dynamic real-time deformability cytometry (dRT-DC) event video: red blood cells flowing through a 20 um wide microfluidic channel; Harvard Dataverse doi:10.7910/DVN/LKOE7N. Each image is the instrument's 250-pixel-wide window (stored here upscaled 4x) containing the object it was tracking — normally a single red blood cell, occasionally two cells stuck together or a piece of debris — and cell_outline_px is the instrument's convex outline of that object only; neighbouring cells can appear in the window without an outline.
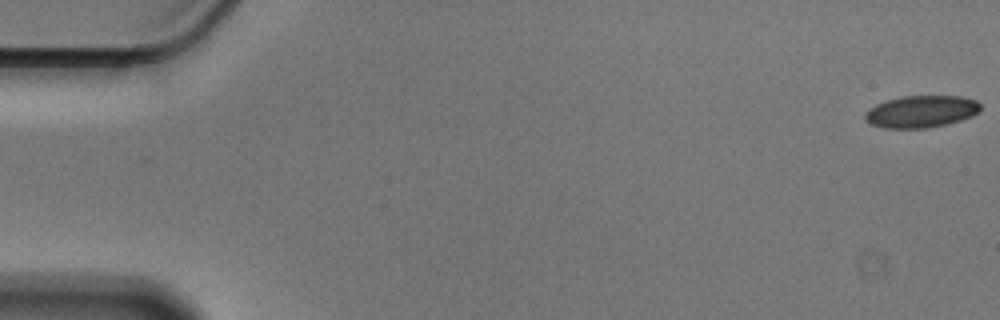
{"species": "Egyptian fruit bat (a non-hibernating species)", "species_latin": "Rousettus aegyptiacus", "temperature_condition": "cold", "stored_images_in_passage": 57, "camera_frame_rate_fps": 3000, "um_per_image_px": 0.085, "animal": {"sex": "male"}, "frame": {"image": 1, "passage_image": 1, "time_ms": 0.0, "image_size_px": [1000, 320], "cell_outline_px": [[980, 112], [972, 116], [948, 124], [928, 128], [884, 128], [868, 124], [864, 120], [864, 112], [868, 108], [876, 104], [900, 96], [960, 96], [976, 100], [980, 104]], "centroid_in_image_um": [78.27, 9.49], "position_along_channel_um": 6.7, "area_um2": 21.85}}
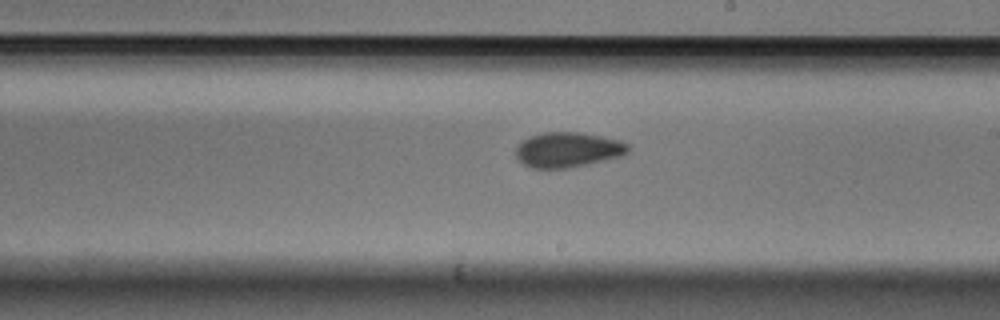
{"frame": {"image": 2, "passage_image": 33, "time_ms": 10.667, "image_size_px": [1000, 320], "cell_outline_px": [[632, 148], [628, 152], [620, 156], [588, 164], [568, 168], [532, 168], [524, 164], [516, 156], [516, 148], [528, 136], [544, 132], [580, 132], [620, 140], [628, 144]], "centroid_in_image_um": [48.29, 12.72], "position_along_channel_um": 240.7, "area_um2": 22.89}}
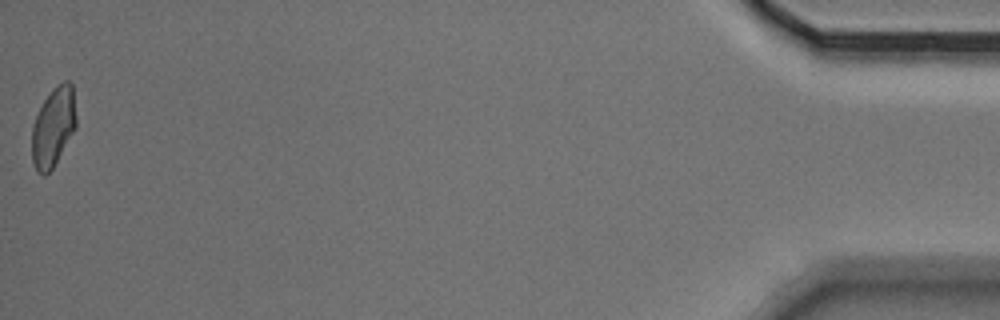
{"frame": {"image": 3, "passage_image": 57, "time_ms": 18.667, "image_size_px": [1000, 320], "cell_outline_px": [[76, 128], [52, 168], [44, 176], [36, 172], [32, 160], [32, 124], [44, 100], [52, 88], [64, 80], [68, 80], [72, 84], [76, 116]], "centroid_in_image_um": [4.53, 10.78], "position_along_channel_um": 430.7, "area_um2": 20.46}, "authors_computed_cell_mechanics": {"area_um2": 22.1952, "velocity_mm_per_s": 3.5547, "shape_relaxation_time_tau1_ms": 7.5451, "shape_relaxation_time_tau2_ms": 2.0039, "deformation_change_tau1": 0.1073, "deformation_change_tau2": 0.0725}}